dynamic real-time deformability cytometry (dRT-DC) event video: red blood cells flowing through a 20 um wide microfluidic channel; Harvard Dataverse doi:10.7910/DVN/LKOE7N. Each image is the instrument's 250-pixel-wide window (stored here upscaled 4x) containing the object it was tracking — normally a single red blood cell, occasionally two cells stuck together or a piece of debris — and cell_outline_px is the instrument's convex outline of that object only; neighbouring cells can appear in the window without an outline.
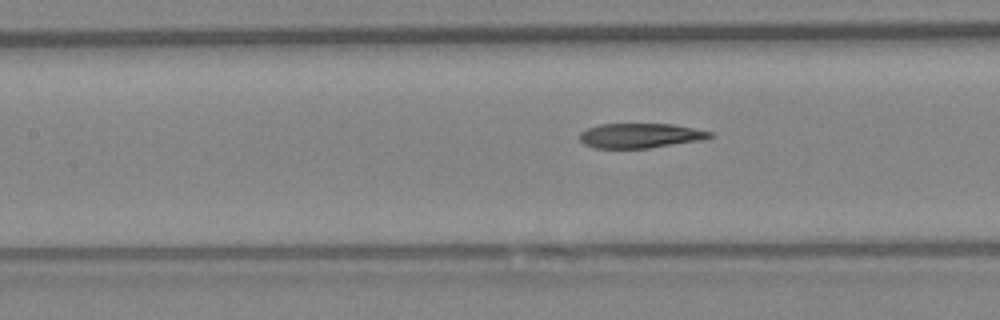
{"species": "Egyptian fruit bat (a non-hibernating species)", "species_latin": "Rousettus aegyptiacus", "temperature_condition": "warm", "stored_images_in_passage": 10, "segment_of_instrument_passage": [2, 2], "camera_frame_rate_fps": 3000, "um_per_image_px": 0.085, "animal": {"sex": "female"}, "frame": {"image": 1, "passage_image": 10, "time_ms": 3.0, "image_size_px": [1000, 320], "cell_outline_px": [[716, 136], [700, 140], [648, 148], [592, 148], [584, 144], [580, 140], [580, 132], [588, 128], [600, 124], [672, 124], [712, 132]], "centroid_in_image_um": [54.4, 11.53], "position_along_channel_um": 153.0, "area_um2": 18.67}}